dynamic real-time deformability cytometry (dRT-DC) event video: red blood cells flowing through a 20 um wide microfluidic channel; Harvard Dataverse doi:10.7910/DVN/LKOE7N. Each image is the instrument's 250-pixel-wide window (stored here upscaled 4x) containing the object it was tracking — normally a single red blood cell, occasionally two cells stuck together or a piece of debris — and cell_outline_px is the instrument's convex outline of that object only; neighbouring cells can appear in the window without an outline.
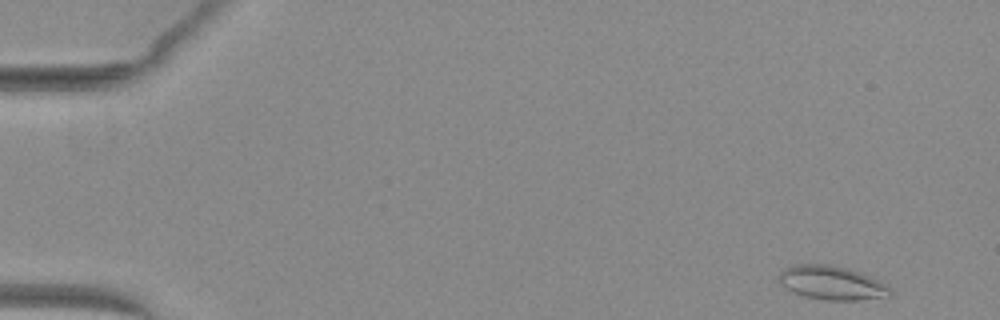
{"species": "common noctule bat (a hibernating species)", "species_latin": "Nyctalus noctula", "temperature_condition": "warm", "stored_images_in_passage": 50, "camera_frame_rate_fps": 3000, "um_per_image_px": 0.085, "animal": {"sex": "female", "body_mass_g": 29.2, "forearm_length_mm": 56.3}, "frame": {"image": 1, "passage_image": 1, "time_ms": 0.0, "image_size_px": [1000, 320], "cell_outline_px": [[892, 296], [856, 300], [824, 300], [804, 296], [780, 284], [780, 272], [784, 268], [796, 264], [828, 264], [848, 268], [868, 276], [884, 284], [892, 292]], "centroid_in_image_um": [70.69, 24.04], "position_along_channel_um": 14.3, "area_um2": 21.56}}
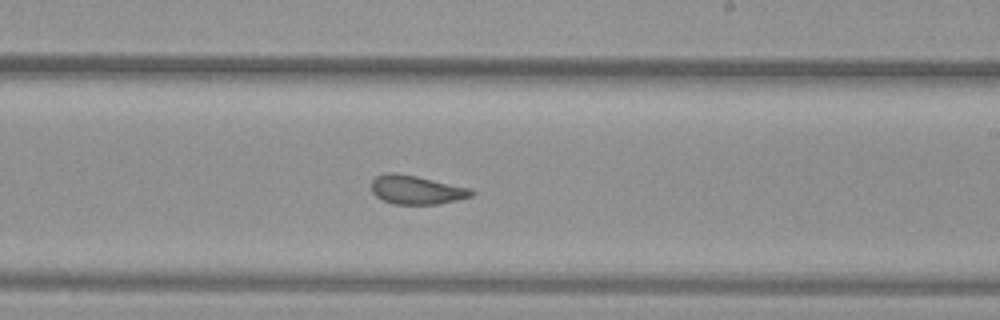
{"frame": {"image": 2, "passage_image": 29, "time_ms": 9.333, "image_size_px": [1000, 320], "cell_outline_px": [[476, 192], [472, 196], [440, 204], [392, 204], [376, 196], [372, 192], [372, 180], [376, 176], [388, 172], [396, 172], [416, 176], [472, 188]], "centroid_in_image_um": [35.42, 16.13], "position_along_channel_um": 253.6, "area_um2": 16.88}}
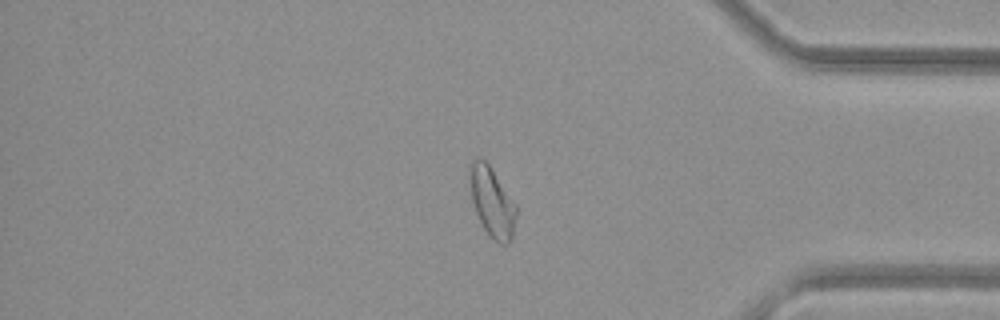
{"frame": {"image": 3, "passage_image": 41, "time_ms": 13.333, "image_size_px": [1000, 320], "cell_outline_px": [[516, 216], [512, 236], [508, 244], [500, 244], [488, 236], [476, 212], [472, 200], [472, 160], [480, 156], [488, 164], [516, 204]], "centroid_in_image_um": [41.86, 17.23], "position_along_channel_um": 393.3, "area_um2": 18.15}}